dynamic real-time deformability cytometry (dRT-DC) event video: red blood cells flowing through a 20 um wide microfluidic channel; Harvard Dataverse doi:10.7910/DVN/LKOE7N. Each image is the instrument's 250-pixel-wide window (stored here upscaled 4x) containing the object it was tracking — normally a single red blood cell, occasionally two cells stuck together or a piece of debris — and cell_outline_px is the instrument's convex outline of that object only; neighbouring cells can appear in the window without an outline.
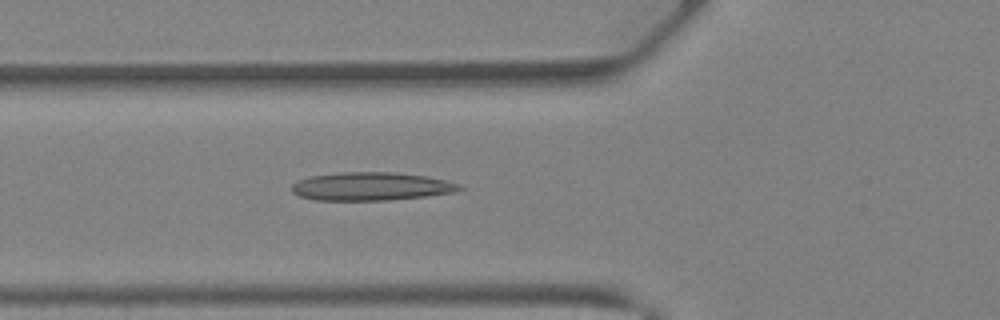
{"species": "Egyptian fruit bat (a non-hibernating species)", "species_latin": "Rousettus aegyptiacus", "temperature_condition": "warm", "stored_images_in_passage": 41, "camera_frame_rate_fps": 3000, "um_per_image_px": 0.085, "animal": {"sex": "female"}, "frame": {"image": 1, "passage_image": 15, "time_ms": 4.667, "image_size_px": [1000, 320], "cell_outline_px": [[464, 188], [456, 192], [428, 196], [392, 200], [316, 200], [300, 196], [292, 192], [292, 184], [296, 180], [308, 176], [340, 172], [396, 172], [428, 176], [460, 184]], "centroid_in_image_um": [31.55, 15.84], "position_along_channel_um": 94.2, "area_um2": 27.92}}
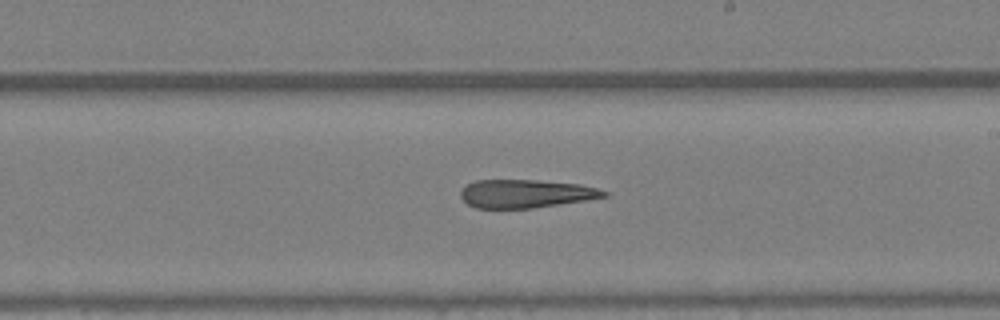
{"frame": {"image": 2, "passage_image": 24, "time_ms": 7.667, "image_size_px": [1000, 320], "cell_outline_px": [[608, 196], [584, 200], [532, 208], [476, 208], [468, 204], [460, 196], [460, 192], [468, 184], [476, 180], [536, 180], [580, 184], [596, 188], [608, 192]], "centroid_in_image_um": [44.68, 16.46], "position_along_channel_um": 244.3, "area_um2": 23.35}}
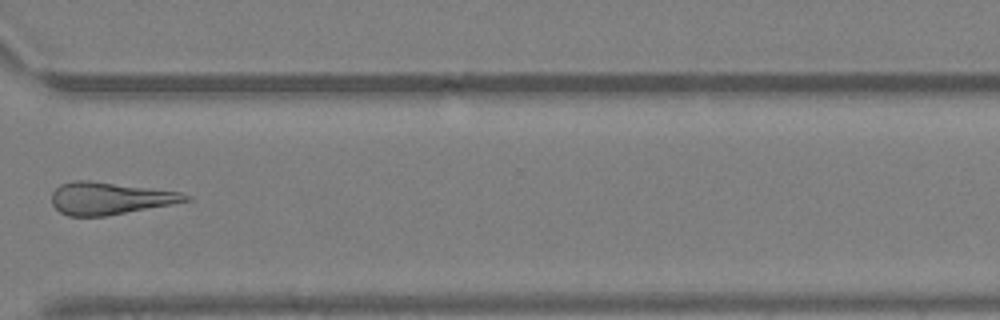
{"frame": {"image": 3, "passage_image": 31, "time_ms": 10.0, "image_size_px": [1000, 320], "cell_outline_px": [[192, 200], [172, 204], [104, 216], [68, 216], [60, 212], [52, 204], [52, 192], [60, 184], [72, 180], [88, 180], [180, 192], [192, 196]], "centroid_in_image_um": [9.31, 16.85], "position_along_channel_um": 361.3, "area_um2": 25.03}}